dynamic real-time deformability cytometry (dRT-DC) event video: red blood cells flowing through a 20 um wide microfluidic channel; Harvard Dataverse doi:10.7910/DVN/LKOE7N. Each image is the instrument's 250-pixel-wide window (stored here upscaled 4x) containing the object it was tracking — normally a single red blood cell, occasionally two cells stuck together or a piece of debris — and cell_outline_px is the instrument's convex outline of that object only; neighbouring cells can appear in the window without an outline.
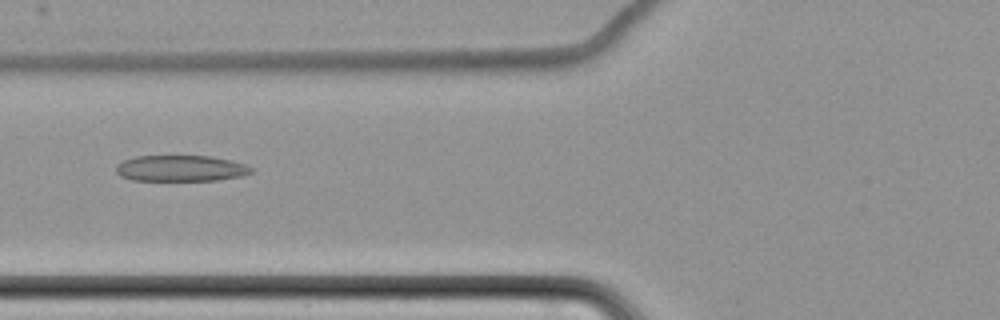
{"species": "common noctule bat (a hibernating species)", "species_latin": "Nyctalus noctula", "temperature_condition": "cold", "stored_images_in_passage": 10, "camera_frame_rate_fps": 3000, "um_per_image_px": 0.085, "animal": {"sex": "female", "body_mass_g": 22.7, "forearm_length_mm": 54.2}, "frame": {"image": 1, "passage_image": 7, "time_ms": 7.0, "image_size_px": [1000, 320], "cell_outline_px": [[256, 168], [252, 172], [240, 176], [220, 180], [132, 180], [120, 176], [116, 172], [116, 164], [124, 160], [136, 156], [212, 156], [244, 164]], "centroid_in_image_um": [15.36, 14.31], "position_along_channel_um": 110.4, "area_um2": 20.52}}
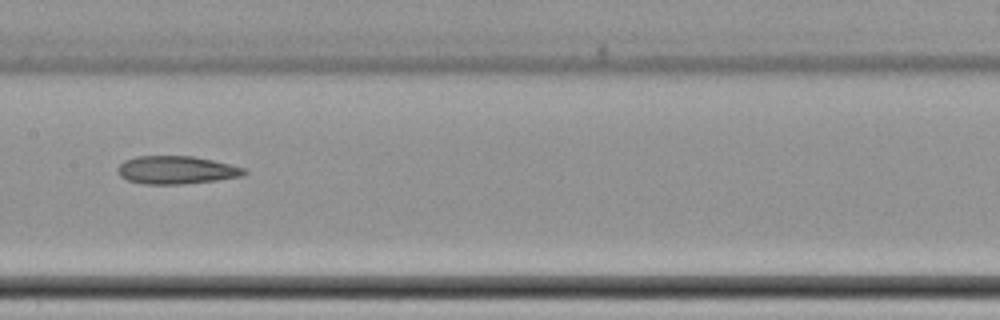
{"frame": {"image": 2, "passage_image": 9, "time_ms": 9.333, "image_size_px": [1000, 320], "cell_outline_px": [[248, 172], [244, 176], [216, 180], [180, 184], [144, 184], [128, 180], [120, 176], [116, 172], [116, 168], [124, 160], [136, 156], [192, 156], [212, 160], [248, 168]], "centroid_in_image_um": [15.0, 14.44], "position_along_channel_um": 192.4, "area_um2": 20.81}}
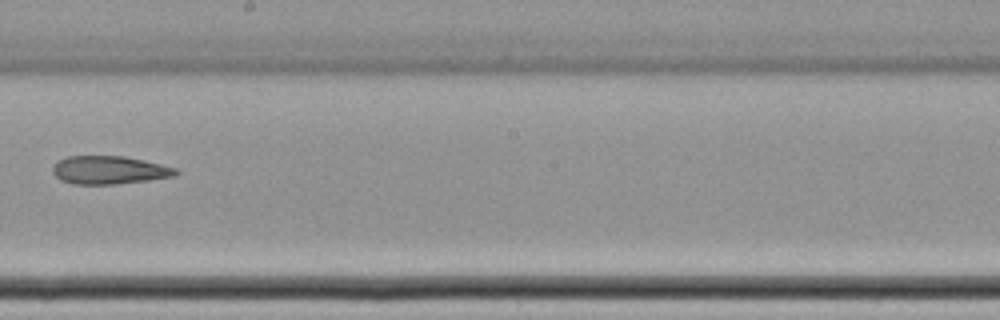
{"frame": {"image": 3, "passage_image": 10, "time_ms": 10.667, "image_size_px": [1000, 320], "cell_outline_px": [[180, 172], [176, 176], [148, 180], [116, 184], [72, 184], [60, 180], [52, 172], [52, 168], [56, 160], [68, 156], [124, 156], [144, 160], [176, 168]], "centroid_in_image_um": [9.27, 14.45], "position_along_channel_um": 238.9, "area_um2": 20.35}}